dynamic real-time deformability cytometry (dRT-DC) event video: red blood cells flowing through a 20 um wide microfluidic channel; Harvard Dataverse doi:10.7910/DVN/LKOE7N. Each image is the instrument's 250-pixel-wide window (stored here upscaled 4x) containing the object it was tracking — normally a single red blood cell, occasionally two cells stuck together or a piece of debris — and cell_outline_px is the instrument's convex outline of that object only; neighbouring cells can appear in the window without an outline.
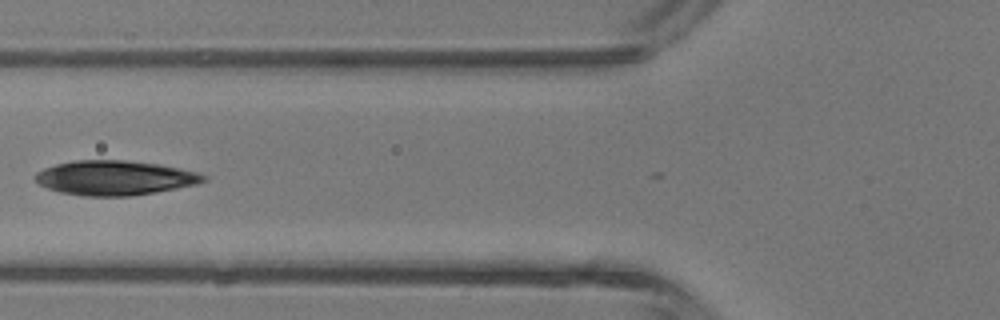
{"species": "common noctule bat (a hibernating species)", "species_latin": "Nyctalus noctula", "temperature_condition": "room temperature", "stored_images_in_passage": 4, "camera_frame_rate_fps": 3000, "um_per_image_px": 0.085, "animal": {"sex": "male", "body_mass_g": 13.3}, "frame": {"image": 1, "passage_image": 4, "time_ms": 4.333, "image_size_px": [1000, 320], "cell_outline_px": [[208, 180], [196, 184], [156, 192], [132, 196], [84, 196], [60, 192], [48, 188], [40, 184], [32, 176], [36, 172], [44, 168], [56, 164], [76, 160], [124, 160], [156, 164], [180, 168], [196, 172], [208, 176]], "centroid_in_image_um": [9.75, 15.12], "position_along_channel_um": 116.1, "area_um2": 33.87}}